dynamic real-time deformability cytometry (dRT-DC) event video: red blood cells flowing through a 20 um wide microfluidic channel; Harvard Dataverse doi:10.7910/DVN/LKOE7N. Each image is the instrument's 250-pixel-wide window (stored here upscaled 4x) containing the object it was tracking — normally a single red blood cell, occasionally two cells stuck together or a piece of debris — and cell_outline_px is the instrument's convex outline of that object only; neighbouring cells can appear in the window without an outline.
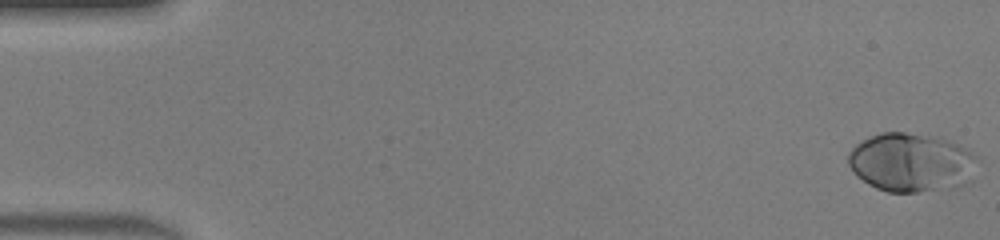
{"species": "human", "species_latin": "Homo sapiens", "temperature_condition": "warm", "stored_images_in_passage": 47, "camera_frame_rate_fps": 3000, "um_per_image_px": 0.085, "donor": {"sex": "male"}, "frame": {"image": 1, "passage_image": 1, "time_ms": 0.0, "image_size_px": [1000, 240], "cell_outline_px": [[980, 160], [972, 180], [964, 184], [916, 192], [888, 192], [876, 188], [868, 184], [856, 176], [848, 164], [848, 152], [856, 144], [880, 132], [904, 132], [936, 136], [968, 148]], "centroid_in_image_um": [77.48, 13.8], "position_along_channel_um": 7.5, "area_um2": 44.51}}
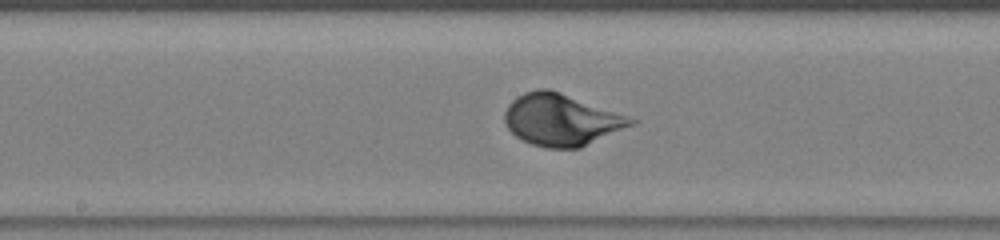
{"frame": {"image": 2, "passage_image": 25, "time_ms": 8.0, "image_size_px": [1000, 240], "cell_outline_px": [[640, 120], [636, 124], [580, 148], [544, 148], [532, 144], [516, 136], [508, 128], [504, 120], [504, 112], [508, 104], [516, 96], [524, 92], [536, 88], [548, 88], [560, 92]], "centroid_in_image_um": [47.72, 10.18], "position_along_channel_um": 200.5, "area_um2": 38.26}}
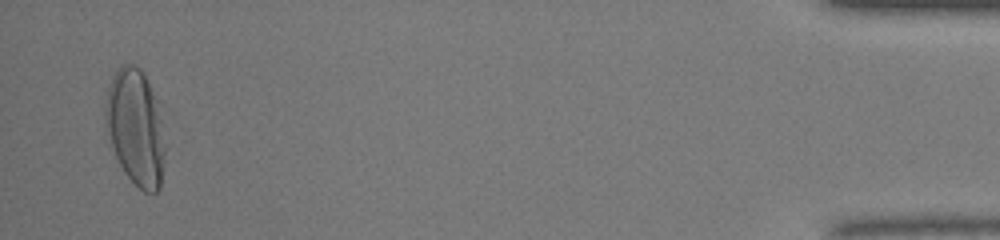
{"frame": {"image": 3, "passage_image": 46, "time_ms": 15.0, "image_size_px": [1000, 240], "cell_outline_px": [[168, 144], [160, 188], [156, 192], [144, 192], [124, 172], [112, 148], [104, 128], [104, 108], [108, 88], [112, 76], [116, 68], [124, 64], [132, 64], [140, 68], [144, 72], [152, 92]], "centroid_in_image_um": [11.52, 10.84], "position_along_channel_um": 423.7, "area_um2": 40.86}, "authors_computed_cell_mechanics": {"area_um2": 37.7434, "velocity_mm_per_s": 4.3754, "shape_relaxation_time_tau1_ms": 2.9704, "shape_relaxation_time_tau2_ms": null, "deformation_change_tau1": 0.2067, "deformation_change_tau2": null}}